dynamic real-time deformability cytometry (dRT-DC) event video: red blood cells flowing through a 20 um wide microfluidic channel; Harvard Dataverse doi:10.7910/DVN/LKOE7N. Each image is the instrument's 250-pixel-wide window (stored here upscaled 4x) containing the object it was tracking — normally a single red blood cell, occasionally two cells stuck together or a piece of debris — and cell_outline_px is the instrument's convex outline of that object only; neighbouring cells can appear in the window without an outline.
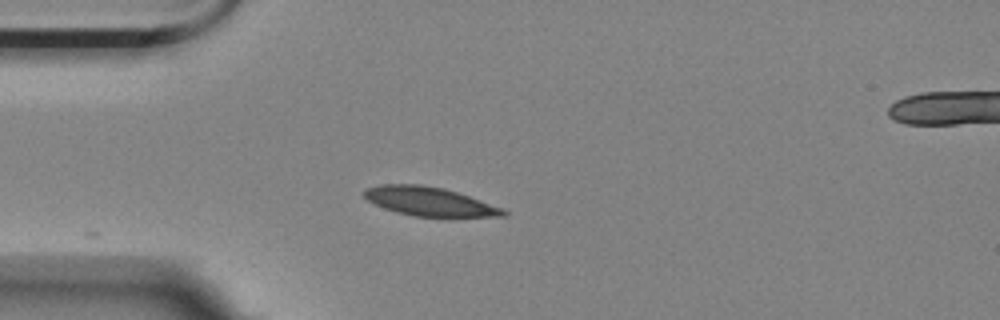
{"species": "Egyptian fruit bat (a non-hibernating species)", "species_latin": "Rousettus aegyptiacus", "temperature_condition": "room temperature", "stored_images_in_passage": 20, "camera_frame_rate_fps": 3000, "um_per_image_px": 0.085, "animal": {"sex": "female"}, "frame": {"image": 1, "passage_image": 1, "time_ms": 0.0, "image_size_px": [1000, 320], "cell_outline_px": [[508, 216], [452, 220], [448, 220], [412, 216], [396, 212], [384, 208], [368, 200], [364, 196], [364, 192], [368, 188], [380, 184], [420, 184], [444, 188], [504, 208], [508, 212]], "centroid_in_image_um": [36.64, 17.2], "position_along_channel_um": 48.4, "area_um2": 24.57}}
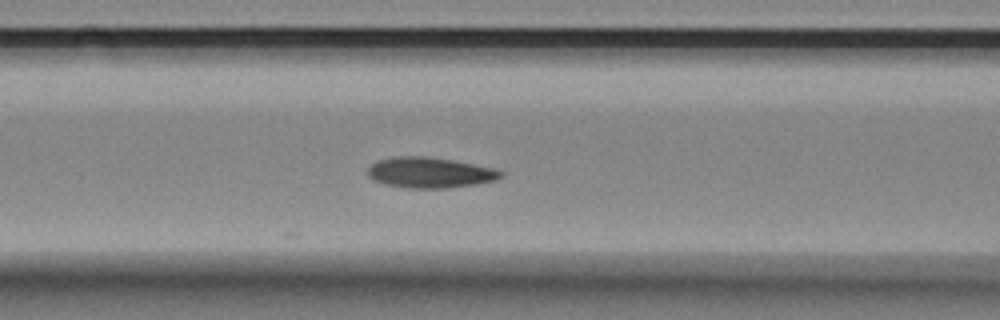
{"frame": {"image": 2, "passage_image": 9, "time_ms": 2.667, "image_size_px": [1000, 320], "cell_outline_px": [[504, 176], [496, 180], [476, 184], [448, 188], [404, 188], [372, 180], [368, 176], [368, 168], [376, 160], [396, 156], [428, 156], [452, 160], [496, 168], [504, 172]], "centroid_in_image_um": [36.56, 14.67], "position_along_channel_um": 130.0, "area_um2": 23.93}}
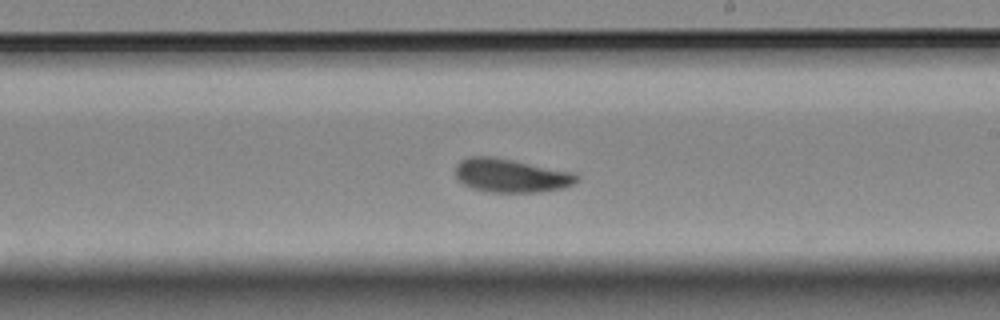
{"frame": {"image": 3, "passage_image": 19, "time_ms": 6.0, "image_size_px": [1000, 320], "cell_outline_px": [[580, 180], [564, 188], [540, 192], [488, 192], [472, 188], [464, 184], [456, 176], [456, 164], [460, 160], [472, 156], [492, 156], [572, 172], [580, 176]], "centroid_in_image_um": [43.44, 14.93], "position_along_channel_um": 245.6, "area_um2": 23.7}}